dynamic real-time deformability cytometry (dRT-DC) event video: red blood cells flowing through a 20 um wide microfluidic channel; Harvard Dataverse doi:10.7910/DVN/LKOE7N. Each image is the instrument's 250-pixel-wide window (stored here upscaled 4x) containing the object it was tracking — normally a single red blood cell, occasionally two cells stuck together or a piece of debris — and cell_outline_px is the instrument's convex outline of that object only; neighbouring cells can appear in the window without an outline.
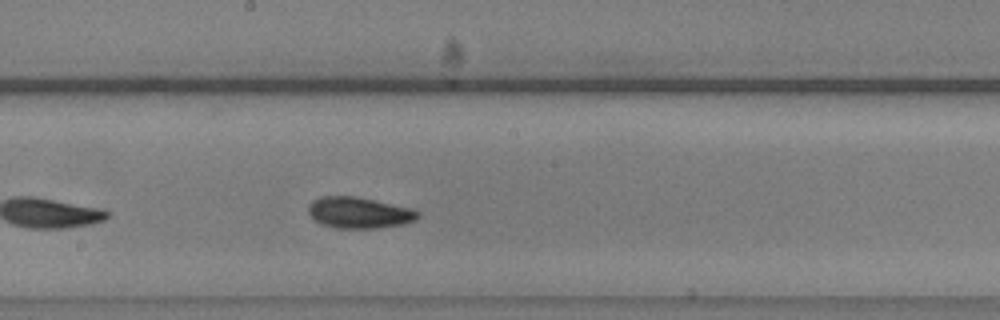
{"species": "common noctule bat (a hibernating species)", "species_latin": "Nyctalus noctula", "temperature_condition": "warm", "stored_images_in_passage": 27, "camera_frame_rate_fps": 3000, "um_per_image_px": 0.085, "animal": {"sex": "male", "body_mass_g": 20.5, "forearm_length_mm": 52.5}, "frame": {"image": 1, "passage_image": 16, "time_ms": 5.0, "image_size_px": [1000, 320], "cell_outline_px": [[420, 216], [416, 220], [404, 224], [376, 228], [336, 228], [324, 224], [316, 220], [308, 212], [308, 204], [312, 200], [320, 196], [352, 196], [412, 208], [420, 212]], "centroid_in_image_um": [30.53, 18.08], "position_along_channel_um": 217.7, "area_um2": 19.77}}
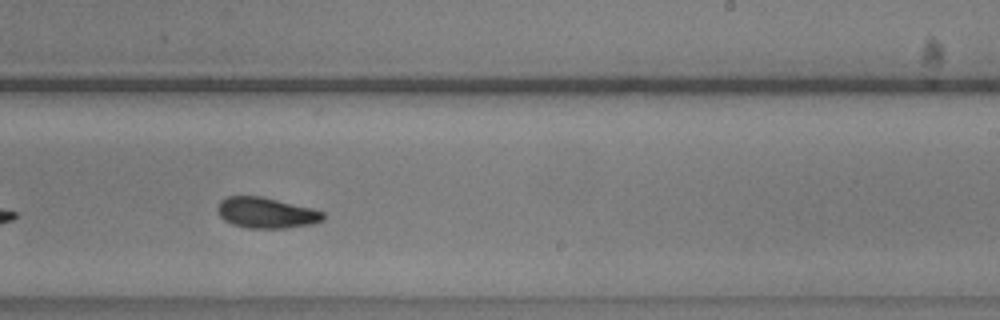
{"frame": {"image": 2, "passage_image": 20, "time_ms": 6.333, "image_size_px": [1000, 320], "cell_outline_px": [[324, 220], [312, 224], [284, 228], [248, 228], [232, 224], [224, 220], [220, 216], [216, 208], [220, 200], [228, 196], [260, 196], [312, 208], [324, 212]], "centroid_in_image_um": [22.61, 18.09], "position_along_channel_um": 266.4, "area_um2": 18.9}}
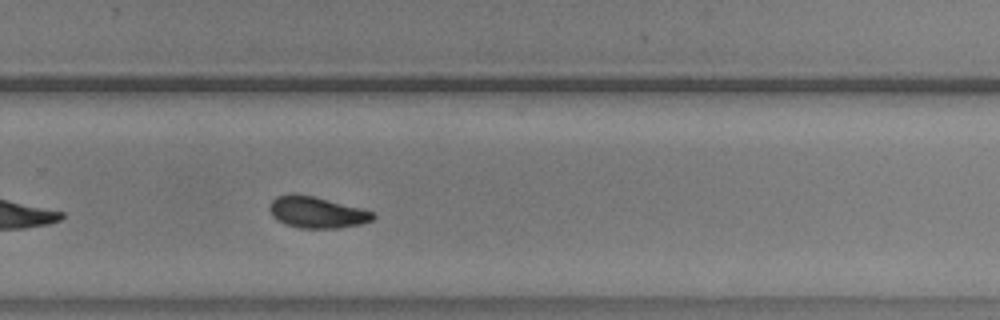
{"frame": {"image": 3, "passage_image": 23, "time_ms": 7.333, "image_size_px": [1000, 320], "cell_outline_px": [[376, 216], [372, 220], [360, 224], [340, 228], [300, 228], [284, 224], [276, 220], [272, 216], [268, 208], [272, 200], [276, 196], [292, 192], [312, 196], [376, 212]], "centroid_in_image_um": [26.89, 18.04], "position_along_channel_um": 302.9, "area_um2": 19.07}}